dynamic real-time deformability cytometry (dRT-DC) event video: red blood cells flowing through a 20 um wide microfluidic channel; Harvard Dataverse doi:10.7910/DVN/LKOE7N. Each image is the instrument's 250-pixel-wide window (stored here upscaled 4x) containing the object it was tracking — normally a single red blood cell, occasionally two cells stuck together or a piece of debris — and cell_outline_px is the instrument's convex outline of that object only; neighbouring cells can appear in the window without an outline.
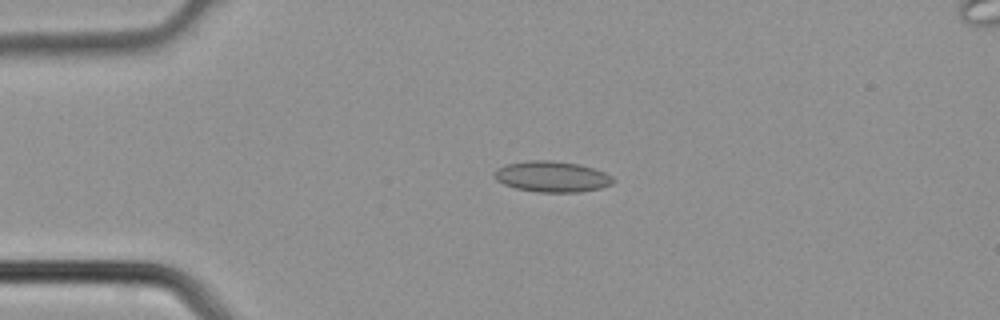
{"species": "common noctule bat (a hibernating species)", "species_latin": "Nyctalus noctula", "temperature_condition": "cold", "stored_images_in_passage": 2, "camera_frame_rate_fps": 3000, "um_per_image_px": 0.085, "animal": {"sex": "male", "body_mass_g": 21.5, "forearm_length_mm": 52.0}, "frame": {"image": 1, "passage_image": 1, "time_ms": 0.0, "image_size_px": [1000, 320], "cell_outline_px": [[616, 180], [612, 184], [600, 188], [580, 192], [536, 192], [516, 188], [504, 184], [496, 180], [492, 172], [496, 168], [508, 164], [528, 160], [548, 160], [580, 164], [604, 172], [612, 176]], "centroid_in_image_um": [46.91, 15.01], "position_along_channel_um": 38.1, "area_um2": 21.44}}